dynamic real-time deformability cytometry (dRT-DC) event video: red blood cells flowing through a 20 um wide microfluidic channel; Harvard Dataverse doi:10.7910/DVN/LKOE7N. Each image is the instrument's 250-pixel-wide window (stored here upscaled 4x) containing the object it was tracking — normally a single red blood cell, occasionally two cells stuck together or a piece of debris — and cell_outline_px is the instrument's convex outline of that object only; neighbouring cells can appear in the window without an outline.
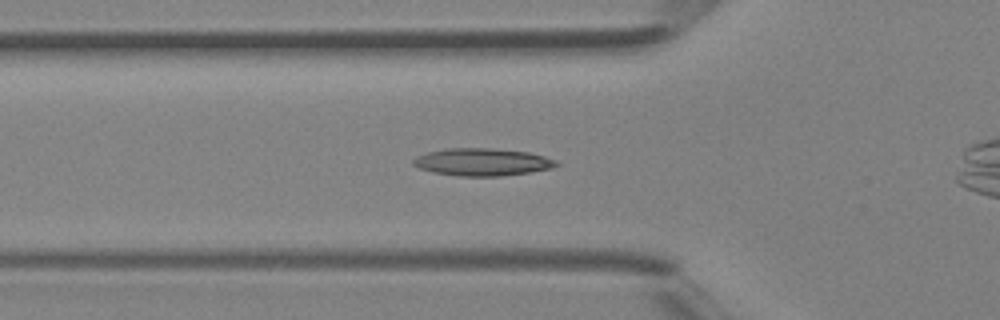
{"species": "Egyptian fruit bat (a non-hibernating species)", "species_latin": "Rousettus aegyptiacus", "temperature_condition": "room temperature", "stored_images_in_passage": 33, "camera_frame_rate_fps": 3000, "um_per_image_px": 0.085, "animal": {"sex": "female"}, "frame": {"image": 1, "passage_image": 4, "time_ms": 1.0, "image_size_px": [1000, 320], "cell_outline_px": [[560, 164], [552, 168], [528, 172], [500, 176], [456, 176], [432, 172], [420, 168], [412, 164], [412, 160], [416, 156], [428, 152], [448, 148], [488, 148], [528, 152], [544, 156], [556, 160]], "centroid_in_image_um": [40.97, 13.77], "position_along_channel_um": 84.8, "area_um2": 22.83}}
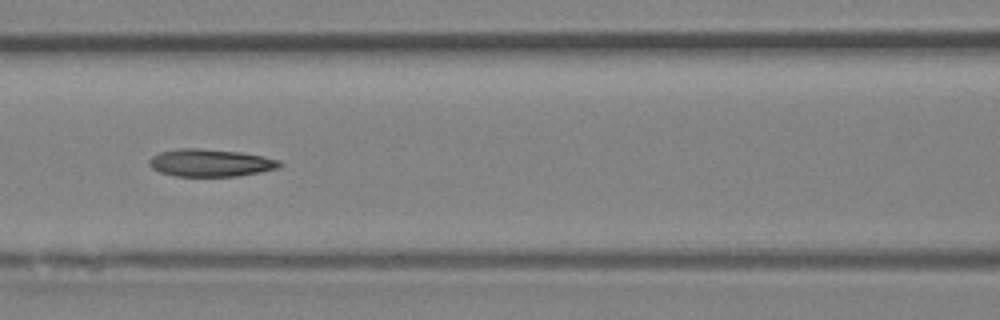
{"frame": {"image": 2, "passage_image": 8, "time_ms": 2.333, "image_size_px": [1000, 320], "cell_outline_px": [[284, 164], [280, 168], [260, 172], [236, 176], [176, 176], [160, 172], [152, 168], [148, 164], [148, 160], [152, 156], [160, 152], [180, 148], [200, 148], [240, 152], [264, 156], [280, 160]], "centroid_in_image_um": [17.91, 13.84], "position_along_channel_um": 148.7, "area_um2": 21.04}}
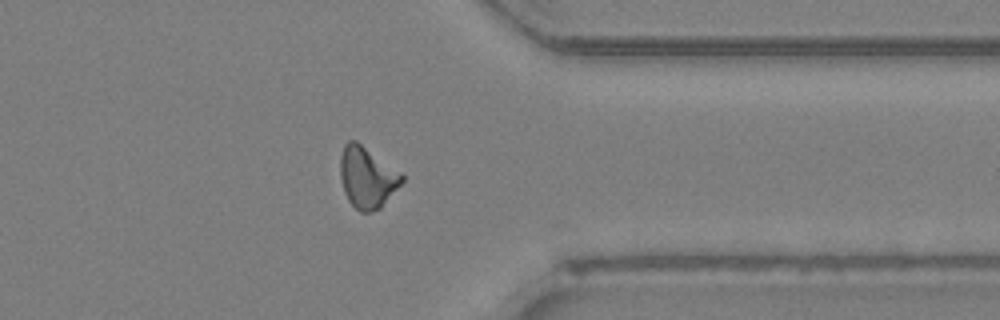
{"frame": {"image": 3, "passage_image": 23, "time_ms": 7.333, "image_size_px": [1000, 320], "cell_outline_px": [[404, 180], [380, 208], [372, 212], [360, 212], [348, 200], [344, 192], [340, 176], [340, 156], [344, 144], [348, 140], [356, 140], [400, 172], [404, 176]], "centroid_in_image_um": [31.18, 15.07], "position_along_channel_um": 380.2, "area_um2": 21.85}}